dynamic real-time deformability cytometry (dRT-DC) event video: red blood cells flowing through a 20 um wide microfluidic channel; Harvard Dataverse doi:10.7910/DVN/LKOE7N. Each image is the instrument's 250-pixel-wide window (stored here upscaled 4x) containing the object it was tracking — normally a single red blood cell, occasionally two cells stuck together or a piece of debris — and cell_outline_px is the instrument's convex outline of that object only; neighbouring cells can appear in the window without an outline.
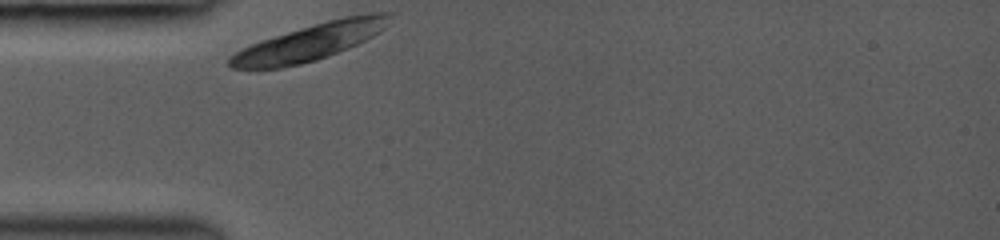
{"species": "common noctule bat (a hibernating species)", "species_latin": "Nyctalus noctula", "temperature_condition": "room temperature", "stored_images_in_passage": 20, "camera_frame_rate_fps": 3000, "um_per_image_px": 0.085, "animal": {"sex": "female", "body_mass_g": 19.0, "forearm_length_mm": 53.3}, "frame": {"image": 1, "passage_image": 1, "time_ms": 0.0, "image_size_px": [1000, 240], "cell_outline_px": [[392, 12], [388, 24], [384, 28], [372, 36], [348, 48], [328, 56], [316, 60], [300, 64], [280, 68], [232, 68], [228, 64], [228, 56], [240, 48], [260, 40], [300, 28], [328, 20], [344, 16], [368, 12]], "centroid_in_image_um": [26.33, 3.57], "position_along_channel_um": 58.7, "area_um2": 33.93}}